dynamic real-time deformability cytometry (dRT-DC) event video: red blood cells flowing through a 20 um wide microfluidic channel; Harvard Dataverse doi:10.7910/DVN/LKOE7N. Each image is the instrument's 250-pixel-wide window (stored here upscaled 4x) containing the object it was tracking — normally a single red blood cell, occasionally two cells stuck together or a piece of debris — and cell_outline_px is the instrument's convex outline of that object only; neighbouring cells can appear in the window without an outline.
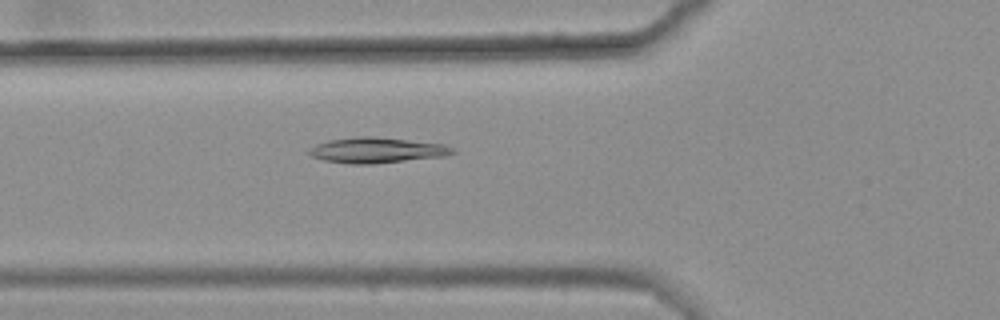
{"species": "common noctule bat (a hibernating species)", "species_latin": "Nyctalus noctula", "temperature_condition": "warm", "stored_images_in_passage": 6, "camera_frame_rate_fps": 3000, "um_per_image_px": 0.085, "animal": {"sex": "female", "body_mass_g": 25.1}, "frame": {"image": 1, "passage_image": 6, "time_ms": 1.667, "image_size_px": [1000, 320], "cell_outline_px": [[456, 152], [444, 156], [372, 164], [348, 164], [324, 160], [312, 156], [308, 152], [308, 148], [316, 144], [328, 140], [356, 136], [372, 136], [444, 144], [456, 148]], "centroid_in_image_um": [32.01, 12.76], "position_along_channel_um": 93.8, "area_um2": 21.39}}